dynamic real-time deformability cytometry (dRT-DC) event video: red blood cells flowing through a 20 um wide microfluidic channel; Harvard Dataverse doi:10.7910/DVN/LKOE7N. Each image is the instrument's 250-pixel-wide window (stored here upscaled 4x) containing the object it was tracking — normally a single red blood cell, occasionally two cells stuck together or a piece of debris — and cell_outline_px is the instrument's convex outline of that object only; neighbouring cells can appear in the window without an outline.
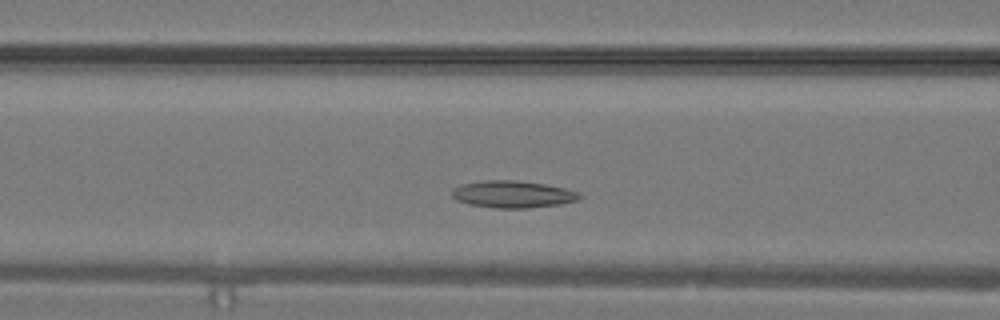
{"species": "common noctule bat (a hibernating species)", "species_latin": "Nyctalus noctula", "temperature_condition": "warm", "stored_images_in_passage": 26, "camera_frame_rate_fps": 3000, "um_per_image_px": 0.085, "animal": {"sex": "male", "body_mass_g": 19.2, "forearm_length_mm": 51.8}, "frame": {"image": 1, "passage_image": 7, "time_ms": 2.0, "image_size_px": [1000, 320], "cell_outline_px": [[584, 196], [576, 200], [560, 204], [528, 208], [496, 208], [468, 204], [456, 200], [452, 196], [452, 188], [464, 184], [484, 180], [512, 180], [544, 184], [564, 188], [580, 192]], "centroid_in_image_um": [43.59, 16.51], "position_along_channel_um": 123.0, "area_um2": 20.06}}
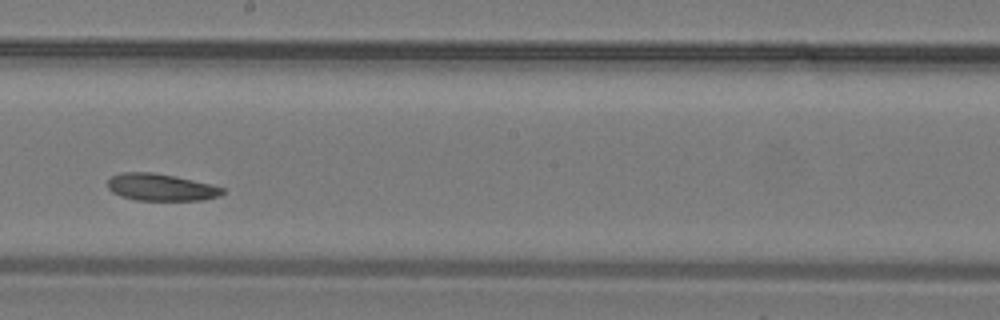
{"frame": {"image": 2, "passage_image": 12, "time_ms": 3.667, "image_size_px": [1000, 320], "cell_outline_px": [[224, 192], [220, 196], [204, 200], [136, 200], [120, 196], [112, 192], [108, 188], [108, 180], [112, 176], [120, 172], [152, 172], [176, 176], [212, 184], [224, 188]], "centroid_in_image_um": [13.69, 15.91], "position_along_channel_um": 234.5, "area_um2": 18.26}}
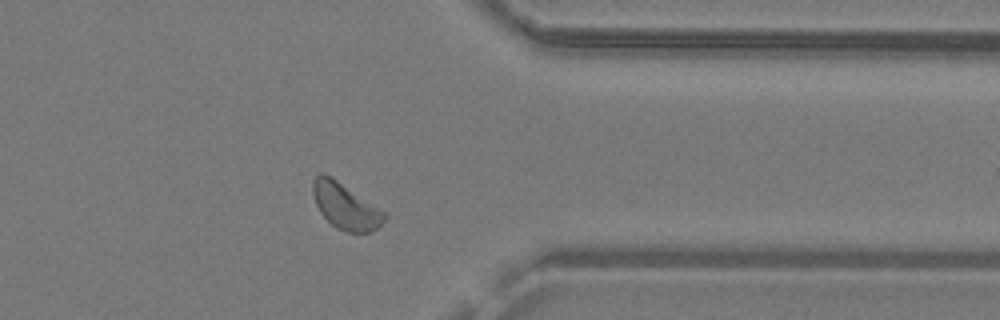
{"frame": {"image": 3, "passage_image": 19, "time_ms": 6.0, "image_size_px": [1000, 320], "cell_outline_px": [[388, 216], [372, 232], [348, 232], [336, 228], [320, 212], [316, 204], [312, 192], [312, 180], [320, 172], [332, 176], [384, 212]], "centroid_in_image_um": [29.33, 17.5], "position_along_channel_um": 382.1, "area_um2": 18.9}}